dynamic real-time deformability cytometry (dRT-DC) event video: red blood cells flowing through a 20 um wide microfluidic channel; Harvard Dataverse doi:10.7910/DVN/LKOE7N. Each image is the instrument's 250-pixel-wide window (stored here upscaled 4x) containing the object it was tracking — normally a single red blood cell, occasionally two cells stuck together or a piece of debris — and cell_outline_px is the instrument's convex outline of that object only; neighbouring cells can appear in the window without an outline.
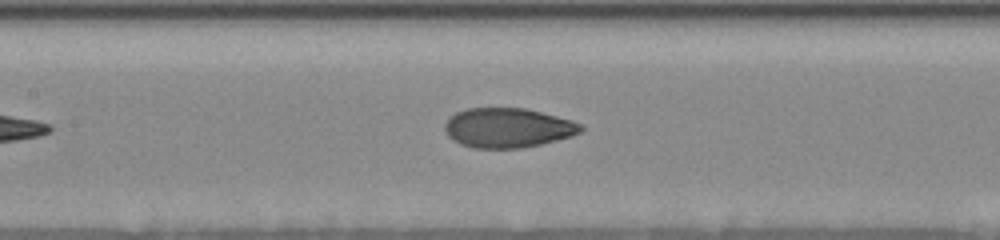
{"species": "human", "species_latin": "Homo sapiens", "temperature_condition": "room temperature", "stored_images_in_passage": 11, "segment_of_instrument_passage": [3, 3], "camera_frame_rate_fps": 3000, "um_per_image_px": 0.085, "donor": {"sex": "female"}, "frame": {"image": 1, "passage_image": 11, "time_ms": 7.667, "image_size_px": [1000, 240], "cell_outline_px": [[584, 128], [580, 132], [572, 136], [540, 144], [520, 148], [476, 148], [460, 144], [452, 140], [444, 132], [444, 124], [448, 116], [456, 112], [468, 108], [524, 108], [572, 120], [580, 124]], "centroid_in_image_um": [43.11, 10.86], "position_along_channel_um": 164.3, "area_um2": 31.44}}